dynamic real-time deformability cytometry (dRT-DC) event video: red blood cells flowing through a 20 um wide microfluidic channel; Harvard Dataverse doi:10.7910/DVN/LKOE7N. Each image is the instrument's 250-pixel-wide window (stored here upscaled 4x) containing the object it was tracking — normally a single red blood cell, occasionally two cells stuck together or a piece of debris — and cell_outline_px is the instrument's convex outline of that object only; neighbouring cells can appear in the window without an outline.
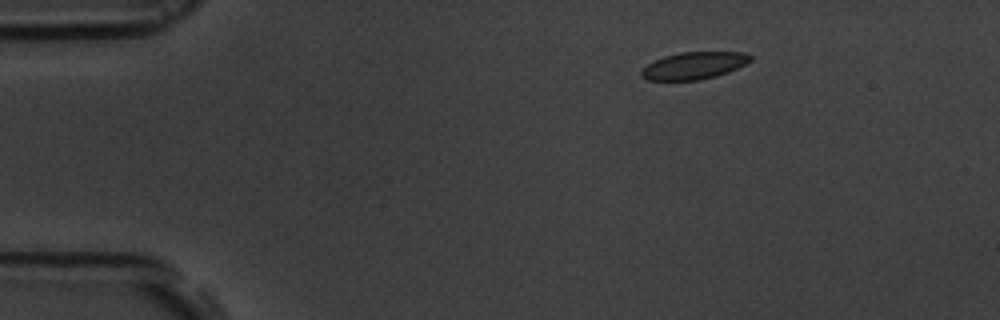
{"species": "common noctule bat (a hibernating species)", "species_latin": "Nyctalus noctula", "temperature_condition": "room temperature", "stored_images_in_passage": 48, "camera_frame_rate_fps": 3000, "um_per_image_px": 0.085, "animal": {"sex": "male", "body_mass_g": 19.5, "forearm_length_mm": 54.6}, "frame": {"image": 1, "passage_image": 1, "time_ms": 0.0, "image_size_px": [1000, 320], "cell_outline_px": [[752, 60], [728, 72], [716, 76], [700, 80], [648, 80], [640, 76], [640, 72], [648, 64], [664, 56], [680, 52], [748, 52], [752, 56]], "centroid_in_image_um": [59.0, 5.57], "position_along_channel_um": 26.0, "area_um2": 17.22}}
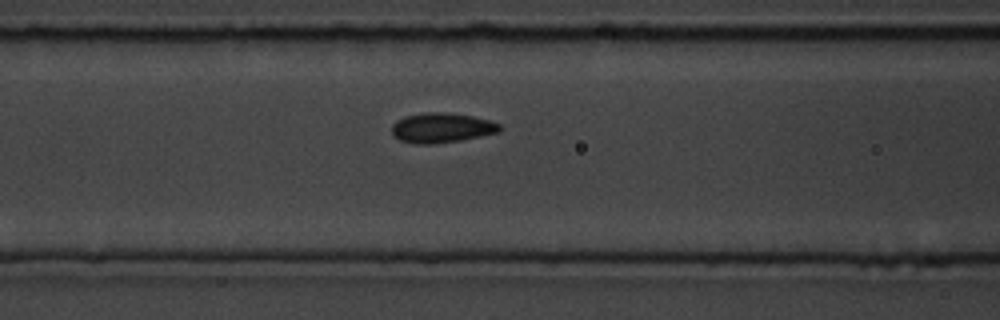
{"frame": {"image": 2, "passage_image": 15, "time_ms": 4.667, "image_size_px": [1000, 320], "cell_outline_px": [[504, 128], [500, 132], [460, 140], [432, 144], [412, 144], [400, 140], [392, 132], [392, 124], [396, 120], [404, 116], [428, 112], [444, 112], [472, 116], [488, 120], [500, 124]], "centroid_in_image_um": [37.54, 10.86], "position_along_channel_um": 129.1, "area_um2": 18.79}}
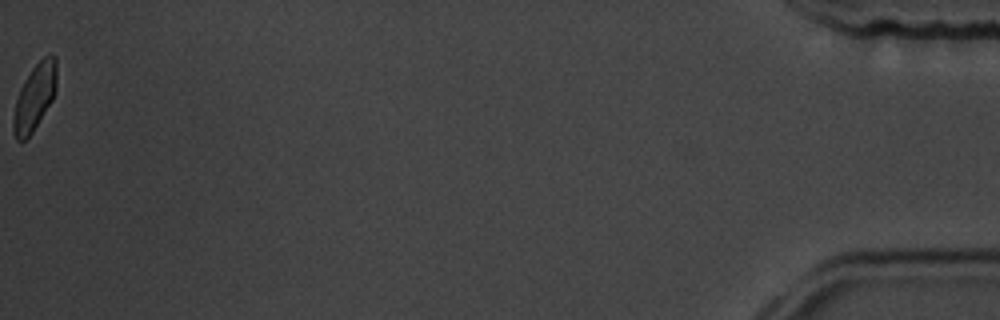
{"frame": {"image": 3, "passage_image": 48, "time_ms": 15.667, "image_size_px": [1000, 320], "cell_outline_px": [[56, 88], [52, 100], [32, 132], [24, 140], [16, 140], [12, 132], [12, 116], [16, 100], [20, 88], [24, 80], [32, 68], [44, 56], [52, 52], [56, 56]], "centroid_in_image_um": [2.93, 8.23], "position_along_channel_um": 432.3, "area_um2": 16.76}, "authors_computed_cell_mechanics": {"area_um2": 17.8024, "velocity_mm_per_s": 3.6806, "shape_relaxation_time_tau1_ms": 1.8362, "shape_relaxation_time_tau2_ms": 0.9503, "deformation_change_tau1": 0.0865, "deformation_change_tau2": 0.0603}}